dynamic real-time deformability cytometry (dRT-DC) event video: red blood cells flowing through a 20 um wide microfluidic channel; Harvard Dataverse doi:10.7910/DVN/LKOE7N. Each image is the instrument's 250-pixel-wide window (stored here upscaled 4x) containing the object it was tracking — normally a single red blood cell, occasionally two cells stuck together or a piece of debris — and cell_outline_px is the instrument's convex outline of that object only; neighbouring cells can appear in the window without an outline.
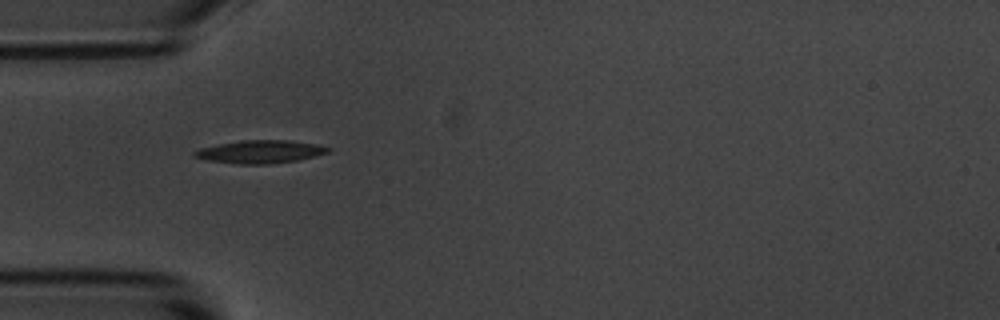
{"species": "common noctule bat (a hibernating species)", "species_latin": "Nyctalus noctula", "temperature_condition": "room temperature", "stored_images_in_passage": 2, "camera_frame_rate_fps": 3000, "um_per_image_px": 0.085, "animal": {"sex": "male", "body_mass_g": 20.1, "forearm_length_mm": 53.5}, "frame": {"image": 1, "passage_image": 1, "time_ms": 0.0, "image_size_px": [1000, 320], "cell_outline_px": [[332, 148], [328, 152], [296, 160], [268, 164], [236, 164], [204, 160], [192, 156], [192, 152], [200, 148], [240, 140], [288, 140], [316, 144]], "centroid_in_image_um": [22.05, 12.9], "position_along_channel_um": 63.0, "area_um2": 17.8}}